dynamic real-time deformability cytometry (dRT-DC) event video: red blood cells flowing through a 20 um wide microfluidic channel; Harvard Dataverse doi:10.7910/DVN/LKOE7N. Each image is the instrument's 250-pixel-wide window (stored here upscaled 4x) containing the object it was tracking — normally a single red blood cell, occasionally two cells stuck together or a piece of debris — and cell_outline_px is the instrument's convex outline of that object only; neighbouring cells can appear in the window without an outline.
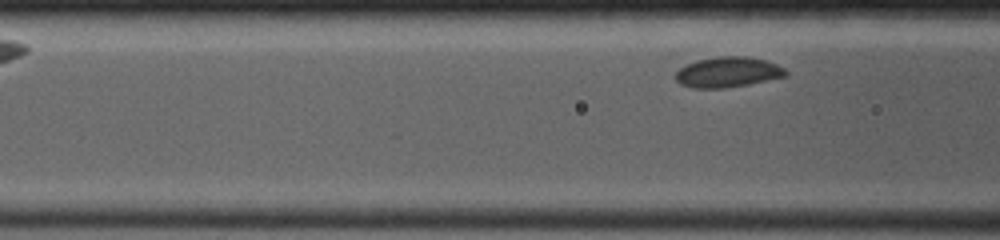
{"species": "common noctule bat (a hibernating species)", "species_latin": "Nyctalus noctula", "temperature_condition": "room temperature", "stored_images_in_passage": 6, "segment_of_instrument_passage": [2, 2], "camera_frame_rate_fps": 4000, "um_per_image_px": 0.085, "animal": {"sex": "female", "body_mass_g": 19.0, "forearm_length_mm": 53.3}, "frame": {"image": 1, "passage_image": 6, "time_ms": 3.0, "image_size_px": [1000, 240], "cell_outline_px": [[788, 76], [748, 84], [724, 88], [692, 88], [680, 84], [676, 80], [676, 72], [680, 68], [696, 60], [720, 56], [748, 56], [764, 60], [776, 64], [784, 68], [788, 72]], "centroid_in_image_um": [61.88, 6.13], "position_along_channel_um": 104.7, "area_um2": 19.48}}